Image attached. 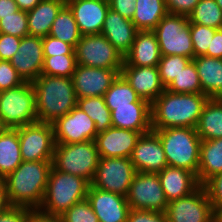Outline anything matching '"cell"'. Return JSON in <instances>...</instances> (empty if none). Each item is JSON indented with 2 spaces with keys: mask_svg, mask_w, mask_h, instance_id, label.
I'll use <instances>...</instances> for the list:
<instances>
[{
  "mask_svg": "<svg viewBox=\"0 0 222 222\" xmlns=\"http://www.w3.org/2000/svg\"><path fill=\"white\" fill-rule=\"evenodd\" d=\"M208 99L202 93H173L165 89L151 104L152 130L196 128L202 108Z\"/></svg>",
  "mask_w": 222,
  "mask_h": 222,
  "instance_id": "1",
  "label": "cell"
},
{
  "mask_svg": "<svg viewBox=\"0 0 222 222\" xmlns=\"http://www.w3.org/2000/svg\"><path fill=\"white\" fill-rule=\"evenodd\" d=\"M52 161H23L4 178L11 206L39 208L47 188Z\"/></svg>",
  "mask_w": 222,
  "mask_h": 222,
  "instance_id": "2",
  "label": "cell"
},
{
  "mask_svg": "<svg viewBox=\"0 0 222 222\" xmlns=\"http://www.w3.org/2000/svg\"><path fill=\"white\" fill-rule=\"evenodd\" d=\"M32 84L38 122L53 124L77 104L72 77L41 74Z\"/></svg>",
  "mask_w": 222,
  "mask_h": 222,
  "instance_id": "3",
  "label": "cell"
},
{
  "mask_svg": "<svg viewBox=\"0 0 222 222\" xmlns=\"http://www.w3.org/2000/svg\"><path fill=\"white\" fill-rule=\"evenodd\" d=\"M152 131L161 140L168 166L187 169L197 176L202 140L196 128L173 127Z\"/></svg>",
  "mask_w": 222,
  "mask_h": 222,
  "instance_id": "4",
  "label": "cell"
},
{
  "mask_svg": "<svg viewBox=\"0 0 222 222\" xmlns=\"http://www.w3.org/2000/svg\"><path fill=\"white\" fill-rule=\"evenodd\" d=\"M90 183L76 175L50 170L46 192L39 207L45 213L61 216L72 205L87 197Z\"/></svg>",
  "mask_w": 222,
  "mask_h": 222,
  "instance_id": "5",
  "label": "cell"
},
{
  "mask_svg": "<svg viewBox=\"0 0 222 222\" xmlns=\"http://www.w3.org/2000/svg\"><path fill=\"white\" fill-rule=\"evenodd\" d=\"M99 159L95 141L71 144L56 143L52 166L60 172L80 176L91 183Z\"/></svg>",
  "mask_w": 222,
  "mask_h": 222,
  "instance_id": "6",
  "label": "cell"
},
{
  "mask_svg": "<svg viewBox=\"0 0 222 222\" xmlns=\"http://www.w3.org/2000/svg\"><path fill=\"white\" fill-rule=\"evenodd\" d=\"M0 119L8 128L38 122L32 82L0 92Z\"/></svg>",
  "mask_w": 222,
  "mask_h": 222,
  "instance_id": "7",
  "label": "cell"
},
{
  "mask_svg": "<svg viewBox=\"0 0 222 222\" xmlns=\"http://www.w3.org/2000/svg\"><path fill=\"white\" fill-rule=\"evenodd\" d=\"M153 32L157 37L161 56L181 55L194 58L188 17L168 13Z\"/></svg>",
  "mask_w": 222,
  "mask_h": 222,
  "instance_id": "8",
  "label": "cell"
},
{
  "mask_svg": "<svg viewBox=\"0 0 222 222\" xmlns=\"http://www.w3.org/2000/svg\"><path fill=\"white\" fill-rule=\"evenodd\" d=\"M78 65L121 70L124 57L102 34L82 35L74 48Z\"/></svg>",
  "mask_w": 222,
  "mask_h": 222,
  "instance_id": "9",
  "label": "cell"
},
{
  "mask_svg": "<svg viewBox=\"0 0 222 222\" xmlns=\"http://www.w3.org/2000/svg\"><path fill=\"white\" fill-rule=\"evenodd\" d=\"M136 170L130 158L100 157L90 185L126 197Z\"/></svg>",
  "mask_w": 222,
  "mask_h": 222,
  "instance_id": "10",
  "label": "cell"
},
{
  "mask_svg": "<svg viewBox=\"0 0 222 222\" xmlns=\"http://www.w3.org/2000/svg\"><path fill=\"white\" fill-rule=\"evenodd\" d=\"M23 161H52L55 138L52 124L35 122L18 127Z\"/></svg>",
  "mask_w": 222,
  "mask_h": 222,
  "instance_id": "11",
  "label": "cell"
},
{
  "mask_svg": "<svg viewBox=\"0 0 222 222\" xmlns=\"http://www.w3.org/2000/svg\"><path fill=\"white\" fill-rule=\"evenodd\" d=\"M126 200L130 209L165 212L168 205L157 173L136 172Z\"/></svg>",
  "mask_w": 222,
  "mask_h": 222,
  "instance_id": "12",
  "label": "cell"
},
{
  "mask_svg": "<svg viewBox=\"0 0 222 222\" xmlns=\"http://www.w3.org/2000/svg\"><path fill=\"white\" fill-rule=\"evenodd\" d=\"M168 222H212L214 210L203 185L191 194L168 203Z\"/></svg>",
  "mask_w": 222,
  "mask_h": 222,
  "instance_id": "13",
  "label": "cell"
},
{
  "mask_svg": "<svg viewBox=\"0 0 222 222\" xmlns=\"http://www.w3.org/2000/svg\"><path fill=\"white\" fill-rule=\"evenodd\" d=\"M52 126L55 143L71 144L94 141L97 135L93 120L77 106L57 119Z\"/></svg>",
  "mask_w": 222,
  "mask_h": 222,
  "instance_id": "14",
  "label": "cell"
},
{
  "mask_svg": "<svg viewBox=\"0 0 222 222\" xmlns=\"http://www.w3.org/2000/svg\"><path fill=\"white\" fill-rule=\"evenodd\" d=\"M120 72L77 64L72 75L76 98L104 96Z\"/></svg>",
  "mask_w": 222,
  "mask_h": 222,
  "instance_id": "15",
  "label": "cell"
},
{
  "mask_svg": "<svg viewBox=\"0 0 222 222\" xmlns=\"http://www.w3.org/2000/svg\"><path fill=\"white\" fill-rule=\"evenodd\" d=\"M130 160L136 172L159 173L168 166L161 140L152 130L141 135Z\"/></svg>",
  "mask_w": 222,
  "mask_h": 222,
  "instance_id": "16",
  "label": "cell"
},
{
  "mask_svg": "<svg viewBox=\"0 0 222 222\" xmlns=\"http://www.w3.org/2000/svg\"><path fill=\"white\" fill-rule=\"evenodd\" d=\"M10 62L24 82H33L42 73L44 63L42 38L30 35L21 38L18 52Z\"/></svg>",
  "mask_w": 222,
  "mask_h": 222,
  "instance_id": "17",
  "label": "cell"
},
{
  "mask_svg": "<svg viewBox=\"0 0 222 222\" xmlns=\"http://www.w3.org/2000/svg\"><path fill=\"white\" fill-rule=\"evenodd\" d=\"M142 133L130 129L110 127L95 137V144L100 157L130 158Z\"/></svg>",
  "mask_w": 222,
  "mask_h": 222,
  "instance_id": "18",
  "label": "cell"
},
{
  "mask_svg": "<svg viewBox=\"0 0 222 222\" xmlns=\"http://www.w3.org/2000/svg\"><path fill=\"white\" fill-rule=\"evenodd\" d=\"M86 198L99 222H127L130 207L126 197L90 185Z\"/></svg>",
  "mask_w": 222,
  "mask_h": 222,
  "instance_id": "19",
  "label": "cell"
},
{
  "mask_svg": "<svg viewBox=\"0 0 222 222\" xmlns=\"http://www.w3.org/2000/svg\"><path fill=\"white\" fill-rule=\"evenodd\" d=\"M120 74L139 97L150 104L166 89L161 82L158 67L129 66L124 61Z\"/></svg>",
  "mask_w": 222,
  "mask_h": 222,
  "instance_id": "20",
  "label": "cell"
},
{
  "mask_svg": "<svg viewBox=\"0 0 222 222\" xmlns=\"http://www.w3.org/2000/svg\"><path fill=\"white\" fill-rule=\"evenodd\" d=\"M67 5L73 12L81 35L101 34L110 8L108 0H75Z\"/></svg>",
  "mask_w": 222,
  "mask_h": 222,
  "instance_id": "21",
  "label": "cell"
},
{
  "mask_svg": "<svg viewBox=\"0 0 222 222\" xmlns=\"http://www.w3.org/2000/svg\"><path fill=\"white\" fill-rule=\"evenodd\" d=\"M137 28L130 19L109 8L101 34L125 57L135 40Z\"/></svg>",
  "mask_w": 222,
  "mask_h": 222,
  "instance_id": "22",
  "label": "cell"
},
{
  "mask_svg": "<svg viewBox=\"0 0 222 222\" xmlns=\"http://www.w3.org/2000/svg\"><path fill=\"white\" fill-rule=\"evenodd\" d=\"M111 122L113 127L148 133L152 130L151 104L132 102V106H113Z\"/></svg>",
  "mask_w": 222,
  "mask_h": 222,
  "instance_id": "23",
  "label": "cell"
},
{
  "mask_svg": "<svg viewBox=\"0 0 222 222\" xmlns=\"http://www.w3.org/2000/svg\"><path fill=\"white\" fill-rule=\"evenodd\" d=\"M157 174L168 203L191 194L200 186L196 175L184 168L166 166Z\"/></svg>",
  "mask_w": 222,
  "mask_h": 222,
  "instance_id": "24",
  "label": "cell"
},
{
  "mask_svg": "<svg viewBox=\"0 0 222 222\" xmlns=\"http://www.w3.org/2000/svg\"><path fill=\"white\" fill-rule=\"evenodd\" d=\"M160 47L153 31H138L130 52L124 57L129 66L158 67Z\"/></svg>",
  "mask_w": 222,
  "mask_h": 222,
  "instance_id": "25",
  "label": "cell"
},
{
  "mask_svg": "<svg viewBox=\"0 0 222 222\" xmlns=\"http://www.w3.org/2000/svg\"><path fill=\"white\" fill-rule=\"evenodd\" d=\"M195 63L202 94L208 98H222V58L198 56Z\"/></svg>",
  "mask_w": 222,
  "mask_h": 222,
  "instance_id": "26",
  "label": "cell"
},
{
  "mask_svg": "<svg viewBox=\"0 0 222 222\" xmlns=\"http://www.w3.org/2000/svg\"><path fill=\"white\" fill-rule=\"evenodd\" d=\"M64 5L63 0H41L27 11L29 35L41 38L49 35L51 26Z\"/></svg>",
  "mask_w": 222,
  "mask_h": 222,
  "instance_id": "27",
  "label": "cell"
},
{
  "mask_svg": "<svg viewBox=\"0 0 222 222\" xmlns=\"http://www.w3.org/2000/svg\"><path fill=\"white\" fill-rule=\"evenodd\" d=\"M202 141L222 138V98H209L196 126Z\"/></svg>",
  "mask_w": 222,
  "mask_h": 222,
  "instance_id": "28",
  "label": "cell"
},
{
  "mask_svg": "<svg viewBox=\"0 0 222 222\" xmlns=\"http://www.w3.org/2000/svg\"><path fill=\"white\" fill-rule=\"evenodd\" d=\"M222 173V138L201 142L197 180L203 185L212 176Z\"/></svg>",
  "mask_w": 222,
  "mask_h": 222,
  "instance_id": "29",
  "label": "cell"
},
{
  "mask_svg": "<svg viewBox=\"0 0 222 222\" xmlns=\"http://www.w3.org/2000/svg\"><path fill=\"white\" fill-rule=\"evenodd\" d=\"M22 162L18 128H7L0 135V178H6Z\"/></svg>",
  "mask_w": 222,
  "mask_h": 222,
  "instance_id": "30",
  "label": "cell"
},
{
  "mask_svg": "<svg viewBox=\"0 0 222 222\" xmlns=\"http://www.w3.org/2000/svg\"><path fill=\"white\" fill-rule=\"evenodd\" d=\"M168 14L165 0H135L132 22L138 31H153Z\"/></svg>",
  "mask_w": 222,
  "mask_h": 222,
  "instance_id": "31",
  "label": "cell"
},
{
  "mask_svg": "<svg viewBox=\"0 0 222 222\" xmlns=\"http://www.w3.org/2000/svg\"><path fill=\"white\" fill-rule=\"evenodd\" d=\"M49 35L76 47L82 35L68 5L65 4L57 14Z\"/></svg>",
  "mask_w": 222,
  "mask_h": 222,
  "instance_id": "32",
  "label": "cell"
},
{
  "mask_svg": "<svg viewBox=\"0 0 222 222\" xmlns=\"http://www.w3.org/2000/svg\"><path fill=\"white\" fill-rule=\"evenodd\" d=\"M76 106L93 120L97 134L112 127L111 111L106 106L103 96L78 98Z\"/></svg>",
  "mask_w": 222,
  "mask_h": 222,
  "instance_id": "33",
  "label": "cell"
},
{
  "mask_svg": "<svg viewBox=\"0 0 222 222\" xmlns=\"http://www.w3.org/2000/svg\"><path fill=\"white\" fill-rule=\"evenodd\" d=\"M103 97L110 111L113 110V106H132V102H147L139 97L121 74L113 81Z\"/></svg>",
  "mask_w": 222,
  "mask_h": 222,
  "instance_id": "34",
  "label": "cell"
},
{
  "mask_svg": "<svg viewBox=\"0 0 222 222\" xmlns=\"http://www.w3.org/2000/svg\"><path fill=\"white\" fill-rule=\"evenodd\" d=\"M190 24L222 28V9L215 0H200L188 16Z\"/></svg>",
  "mask_w": 222,
  "mask_h": 222,
  "instance_id": "35",
  "label": "cell"
},
{
  "mask_svg": "<svg viewBox=\"0 0 222 222\" xmlns=\"http://www.w3.org/2000/svg\"><path fill=\"white\" fill-rule=\"evenodd\" d=\"M173 93H202L199 75L193 60L166 87Z\"/></svg>",
  "mask_w": 222,
  "mask_h": 222,
  "instance_id": "36",
  "label": "cell"
},
{
  "mask_svg": "<svg viewBox=\"0 0 222 222\" xmlns=\"http://www.w3.org/2000/svg\"><path fill=\"white\" fill-rule=\"evenodd\" d=\"M76 66L77 61L75 54L44 57L41 74L56 77H72Z\"/></svg>",
  "mask_w": 222,
  "mask_h": 222,
  "instance_id": "37",
  "label": "cell"
},
{
  "mask_svg": "<svg viewBox=\"0 0 222 222\" xmlns=\"http://www.w3.org/2000/svg\"><path fill=\"white\" fill-rule=\"evenodd\" d=\"M191 60V58L181 55L161 56L158 63V70L161 82L165 88L175 79L176 76H178V74Z\"/></svg>",
  "mask_w": 222,
  "mask_h": 222,
  "instance_id": "38",
  "label": "cell"
},
{
  "mask_svg": "<svg viewBox=\"0 0 222 222\" xmlns=\"http://www.w3.org/2000/svg\"><path fill=\"white\" fill-rule=\"evenodd\" d=\"M27 11L17 12L0 19V33L23 38L29 35Z\"/></svg>",
  "mask_w": 222,
  "mask_h": 222,
  "instance_id": "39",
  "label": "cell"
},
{
  "mask_svg": "<svg viewBox=\"0 0 222 222\" xmlns=\"http://www.w3.org/2000/svg\"><path fill=\"white\" fill-rule=\"evenodd\" d=\"M217 29L200 24H190L194 57L207 56V50Z\"/></svg>",
  "mask_w": 222,
  "mask_h": 222,
  "instance_id": "40",
  "label": "cell"
},
{
  "mask_svg": "<svg viewBox=\"0 0 222 222\" xmlns=\"http://www.w3.org/2000/svg\"><path fill=\"white\" fill-rule=\"evenodd\" d=\"M61 218L63 222H99L87 198L72 205Z\"/></svg>",
  "mask_w": 222,
  "mask_h": 222,
  "instance_id": "41",
  "label": "cell"
},
{
  "mask_svg": "<svg viewBox=\"0 0 222 222\" xmlns=\"http://www.w3.org/2000/svg\"><path fill=\"white\" fill-rule=\"evenodd\" d=\"M24 83L16 69L8 60H0V92L15 88Z\"/></svg>",
  "mask_w": 222,
  "mask_h": 222,
  "instance_id": "42",
  "label": "cell"
},
{
  "mask_svg": "<svg viewBox=\"0 0 222 222\" xmlns=\"http://www.w3.org/2000/svg\"><path fill=\"white\" fill-rule=\"evenodd\" d=\"M44 57H51L55 55L75 54L74 47L69 43L63 42L50 35L42 38Z\"/></svg>",
  "mask_w": 222,
  "mask_h": 222,
  "instance_id": "43",
  "label": "cell"
},
{
  "mask_svg": "<svg viewBox=\"0 0 222 222\" xmlns=\"http://www.w3.org/2000/svg\"><path fill=\"white\" fill-rule=\"evenodd\" d=\"M213 210L222 205V173L216 174L203 184Z\"/></svg>",
  "mask_w": 222,
  "mask_h": 222,
  "instance_id": "44",
  "label": "cell"
},
{
  "mask_svg": "<svg viewBox=\"0 0 222 222\" xmlns=\"http://www.w3.org/2000/svg\"><path fill=\"white\" fill-rule=\"evenodd\" d=\"M127 222H168L165 212L130 209Z\"/></svg>",
  "mask_w": 222,
  "mask_h": 222,
  "instance_id": "45",
  "label": "cell"
},
{
  "mask_svg": "<svg viewBox=\"0 0 222 222\" xmlns=\"http://www.w3.org/2000/svg\"><path fill=\"white\" fill-rule=\"evenodd\" d=\"M20 37L0 33V60L10 61L14 54L18 52Z\"/></svg>",
  "mask_w": 222,
  "mask_h": 222,
  "instance_id": "46",
  "label": "cell"
},
{
  "mask_svg": "<svg viewBox=\"0 0 222 222\" xmlns=\"http://www.w3.org/2000/svg\"><path fill=\"white\" fill-rule=\"evenodd\" d=\"M200 0H165L169 14L188 17Z\"/></svg>",
  "mask_w": 222,
  "mask_h": 222,
  "instance_id": "47",
  "label": "cell"
},
{
  "mask_svg": "<svg viewBox=\"0 0 222 222\" xmlns=\"http://www.w3.org/2000/svg\"><path fill=\"white\" fill-rule=\"evenodd\" d=\"M30 208L23 206H10L0 214V222H27Z\"/></svg>",
  "mask_w": 222,
  "mask_h": 222,
  "instance_id": "48",
  "label": "cell"
},
{
  "mask_svg": "<svg viewBox=\"0 0 222 222\" xmlns=\"http://www.w3.org/2000/svg\"><path fill=\"white\" fill-rule=\"evenodd\" d=\"M109 7L124 18L132 20L135 13V0H108Z\"/></svg>",
  "mask_w": 222,
  "mask_h": 222,
  "instance_id": "49",
  "label": "cell"
},
{
  "mask_svg": "<svg viewBox=\"0 0 222 222\" xmlns=\"http://www.w3.org/2000/svg\"><path fill=\"white\" fill-rule=\"evenodd\" d=\"M27 222H63L61 216L48 214L39 208L30 209Z\"/></svg>",
  "mask_w": 222,
  "mask_h": 222,
  "instance_id": "50",
  "label": "cell"
},
{
  "mask_svg": "<svg viewBox=\"0 0 222 222\" xmlns=\"http://www.w3.org/2000/svg\"><path fill=\"white\" fill-rule=\"evenodd\" d=\"M207 56L222 58V28L215 31L207 50Z\"/></svg>",
  "mask_w": 222,
  "mask_h": 222,
  "instance_id": "51",
  "label": "cell"
},
{
  "mask_svg": "<svg viewBox=\"0 0 222 222\" xmlns=\"http://www.w3.org/2000/svg\"><path fill=\"white\" fill-rule=\"evenodd\" d=\"M18 10L19 8L14 0H0V19L8 17Z\"/></svg>",
  "mask_w": 222,
  "mask_h": 222,
  "instance_id": "52",
  "label": "cell"
},
{
  "mask_svg": "<svg viewBox=\"0 0 222 222\" xmlns=\"http://www.w3.org/2000/svg\"><path fill=\"white\" fill-rule=\"evenodd\" d=\"M10 206L11 205L7 198L5 181L0 178V214L5 212Z\"/></svg>",
  "mask_w": 222,
  "mask_h": 222,
  "instance_id": "53",
  "label": "cell"
},
{
  "mask_svg": "<svg viewBox=\"0 0 222 222\" xmlns=\"http://www.w3.org/2000/svg\"><path fill=\"white\" fill-rule=\"evenodd\" d=\"M19 10L29 11L33 9L41 0H14Z\"/></svg>",
  "mask_w": 222,
  "mask_h": 222,
  "instance_id": "54",
  "label": "cell"
},
{
  "mask_svg": "<svg viewBox=\"0 0 222 222\" xmlns=\"http://www.w3.org/2000/svg\"><path fill=\"white\" fill-rule=\"evenodd\" d=\"M213 217L215 222H222V205H219L214 209Z\"/></svg>",
  "mask_w": 222,
  "mask_h": 222,
  "instance_id": "55",
  "label": "cell"
},
{
  "mask_svg": "<svg viewBox=\"0 0 222 222\" xmlns=\"http://www.w3.org/2000/svg\"><path fill=\"white\" fill-rule=\"evenodd\" d=\"M7 126L3 123V121L0 119V135H2L6 130Z\"/></svg>",
  "mask_w": 222,
  "mask_h": 222,
  "instance_id": "56",
  "label": "cell"
},
{
  "mask_svg": "<svg viewBox=\"0 0 222 222\" xmlns=\"http://www.w3.org/2000/svg\"><path fill=\"white\" fill-rule=\"evenodd\" d=\"M217 2V4L220 6V8L222 9V0H215Z\"/></svg>",
  "mask_w": 222,
  "mask_h": 222,
  "instance_id": "57",
  "label": "cell"
},
{
  "mask_svg": "<svg viewBox=\"0 0 222 222\" xmlns=\"http://www.w3.org/2000/svg\"><path fill=\"white\" fill-rule=\"evenodd\" d=\"M75 1V0H63V2L67 5L68 3Z\"/></svg>",
  "mask_w": 222,
  "mask_h": 222,
  "instance_id": "58",
  "label": "cell"
}]
</instances>
